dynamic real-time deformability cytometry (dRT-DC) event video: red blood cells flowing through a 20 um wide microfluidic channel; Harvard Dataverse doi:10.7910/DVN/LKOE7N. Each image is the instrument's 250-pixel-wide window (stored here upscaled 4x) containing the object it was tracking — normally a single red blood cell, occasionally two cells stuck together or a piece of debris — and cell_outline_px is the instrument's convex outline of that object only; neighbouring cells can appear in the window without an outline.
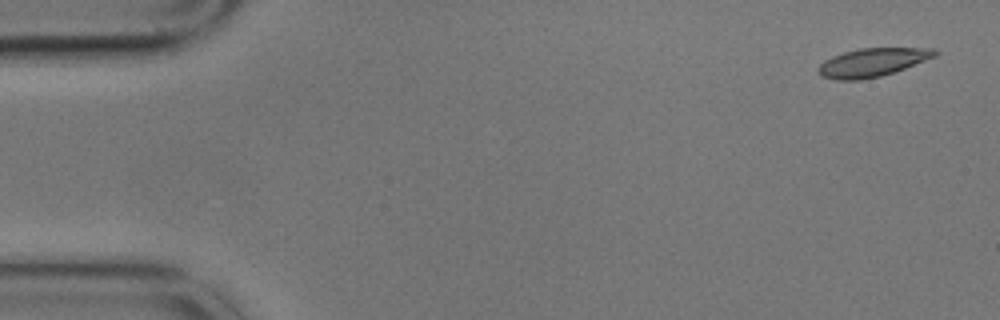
{"species": "common noctule bat (a hibernating species)", "species_latin": "Nyctalus noctula", "temperature_condition": "cold", "stored_images_in_passage": 6, "camera_frame_rate_fps": 3000, "um_per_image_px": 0.085, "animal": {"sex": "male", "body_mass_g": 17.9}, "frame": {"image": 1, "passage_image": 1, "time_ms": 0.0, "image_size_px": [1000, 320], "cell_outline_px": [[940, 52], [936, 56], [904, 68], [880, 76], [860, 80], [836, 80], [824, 76], [816, 72], [816, 68], [824, 60], [832, 56], [844, 52], [860, 48], [936, 48]], "centroid_in_image_um": [74.14, 5.29], "position_along_channel_um": 10.9, "area_um2": 19.25}}
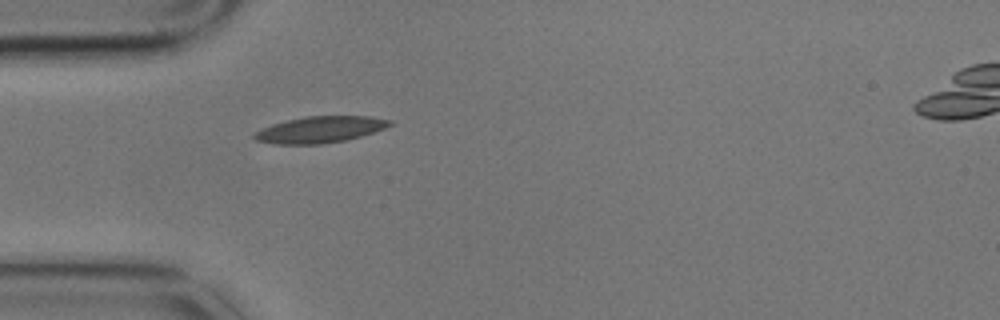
{"frame": {"image": 2, "passage_image": 5, "time_ms": 1.333, "image_size_px": [1000, 320], "cell_outline_px": [[392, 124], [384, 128], [348, 140], [320, 144], [272, 144], [256, 140], [252, 136], [252, 132], [260, 128], [272, 124], [288, 120], [308, 116], [372, 116], [392, 120]], "centroid_in_image_um": [27.16, 11.01], "position_along_channel_um": 57.8, "area_um2": 20.92}}